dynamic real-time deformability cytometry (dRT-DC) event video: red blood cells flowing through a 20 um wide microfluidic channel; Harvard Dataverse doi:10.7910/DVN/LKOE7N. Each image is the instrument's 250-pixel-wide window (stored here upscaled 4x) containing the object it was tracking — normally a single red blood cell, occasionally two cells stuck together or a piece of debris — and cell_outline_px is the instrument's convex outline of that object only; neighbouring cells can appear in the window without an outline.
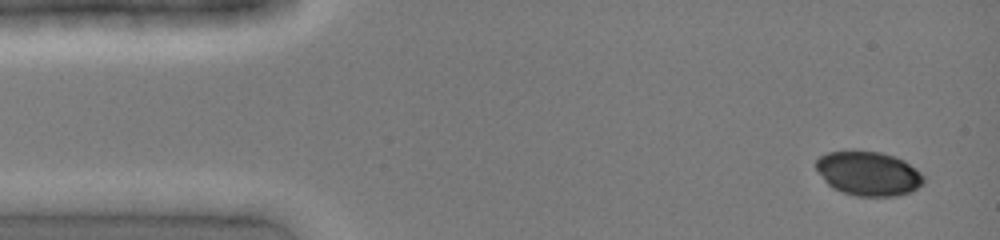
{"species": "common noctule bat (a hibernating species)", "species_latin": "Nyctalus noctula", "temperature_condition": "cold", "stored_images_in_passage": 4, "camera_frame_rate_fps": 3000, "um_per_image_px": 0.085, "animal": {"sex": "female", "body_mass_g": 19.0, "forearm_length_mm": 51.5}, "frame": {"image": 1, "passage_image": 1, "time_ms": 0.0, "image_size_px": [1000, 240], "cell_outline_px": [[924, 184], [912, 192], [896, 196], [856, 196], [832, 188], [824, 180], [816, 168], [816, 160], [820, 156], [828, 152], [880, 152], [904, 160], [916, 168], [924, 176]], "centroid_in_image_um": [73.85, 14.77], "position_along_channel_um": 11.1, "area_um2": 27.57}}